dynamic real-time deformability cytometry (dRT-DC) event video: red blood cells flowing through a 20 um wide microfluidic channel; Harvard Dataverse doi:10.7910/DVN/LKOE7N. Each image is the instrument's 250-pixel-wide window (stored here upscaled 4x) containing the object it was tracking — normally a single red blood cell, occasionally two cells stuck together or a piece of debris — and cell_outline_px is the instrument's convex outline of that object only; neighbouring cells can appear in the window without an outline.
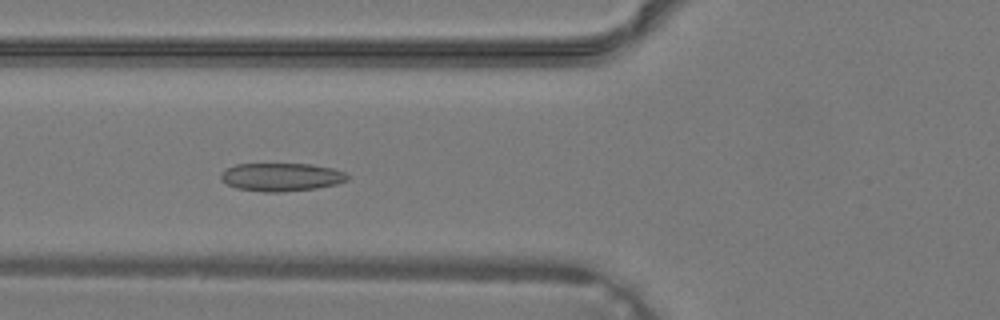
{"species": "common noctule bat (a hibernating species)", "species_latin": "Nyctalus noctula", "temperature_condition": "warm", "stored_images_in_passage": 38, "camera_frame_rate_fps": 3000, "um_per_image_px": 0.085, "animal": {"sex": "male", "body_mass_g": 19.2, "forearm_length_mm": 51.8}, "frame": {"image": 1, "passage_image": 14, "time_ms": 4.333, "image_size_px": [1000, 320], "cell_outline_px": [[348, 180], [336, 184], [316, 188], [280, 192], [264, 192], [236, 188], [220, 180], [220, 172], [224, 168], [236, 164], [312, 164], [332, 168], [344, 172], [348, 176]], "centroid_in_image_um": [23.86, 15.04], "position_along_channel_um": 101.9, "area_um2": 20.87}}
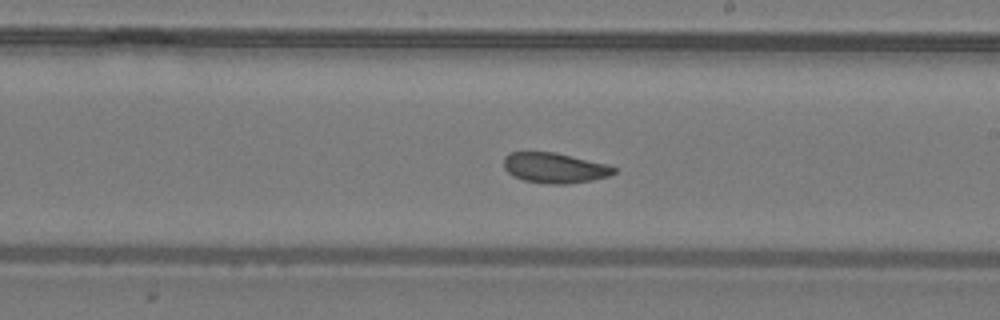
{"frame": {"image": 2, "passage_image": 22, "time_ms": 7.0, "image_size_px": [1000, 320], "cell_outline_px": [[616, 172], [608, 176], [592, 180], [568, 184], [552, 184], [524, 180], [512, 176], [504, 168], [504, 156], [508, 152], [556, 152], [608, 164], [616, 168]], "centroid_in_image_um": [47.14, 14.26], "position_along_channel_um": 241.9, "area_um2": 19.54}}
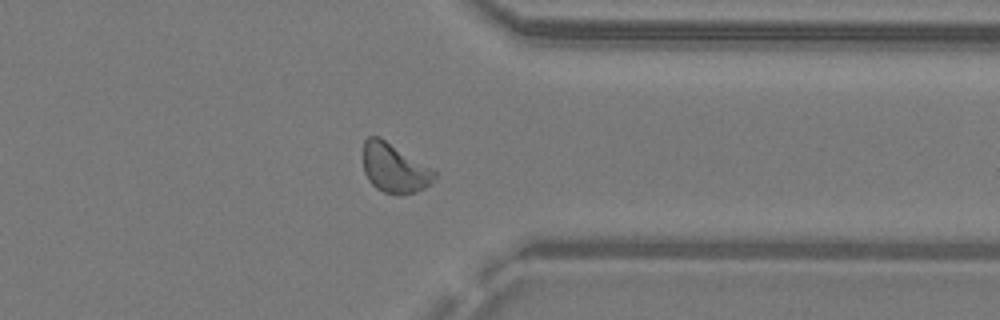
{"frame": {"image": 3, "passage_image": 30, "time_ms": 9.667, "image_size_px": [1000, 320], "cell_outline_px": [[440, 172], [436, 180], [424, 188], [416, 192], [384, 192], [376, 188], [368, 180], [364, 172], [364, 140], [368, 136], [380, 136], [436, 168]], "centroid_in_image_um": [33.61, 14.24], "position_along_channel_um": 377.8, "area_um2": 20.92}}